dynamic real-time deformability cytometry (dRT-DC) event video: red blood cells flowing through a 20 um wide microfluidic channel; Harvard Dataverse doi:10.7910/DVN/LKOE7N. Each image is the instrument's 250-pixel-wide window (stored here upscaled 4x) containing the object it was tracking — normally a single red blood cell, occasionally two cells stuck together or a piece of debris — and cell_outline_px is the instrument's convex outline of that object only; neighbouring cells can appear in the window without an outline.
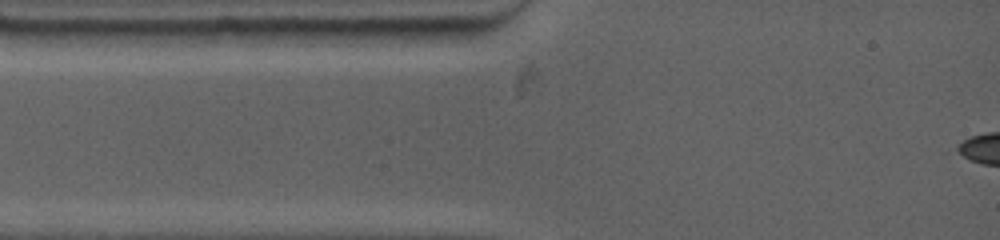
{"species": "common noctule bat (a hibernating species)", "species_latin": "Nyctalus noctula", "temperature_condition": "warm", "stored_images_in_passage": 3, "camera_frame_rate_fps": 4500, "um_per_image_px": 0.085, "animal": {"sex": "female", "body_mass_g": 19.0, "forearm_length_mm": 53.3}, "frame": {"image": 1, "passage_image": 1, "time_ms": 0.0, "image_size_px": [1000, 240], "cell_outline_px": [[476, 36], [464, 44], [336, 48], [316, 28], [468, 28], [476, 32]], "centroid_in_image_um": [33.65, 3.12], "position_along_channel_um": 51.3, "area_um2": 19.02}}